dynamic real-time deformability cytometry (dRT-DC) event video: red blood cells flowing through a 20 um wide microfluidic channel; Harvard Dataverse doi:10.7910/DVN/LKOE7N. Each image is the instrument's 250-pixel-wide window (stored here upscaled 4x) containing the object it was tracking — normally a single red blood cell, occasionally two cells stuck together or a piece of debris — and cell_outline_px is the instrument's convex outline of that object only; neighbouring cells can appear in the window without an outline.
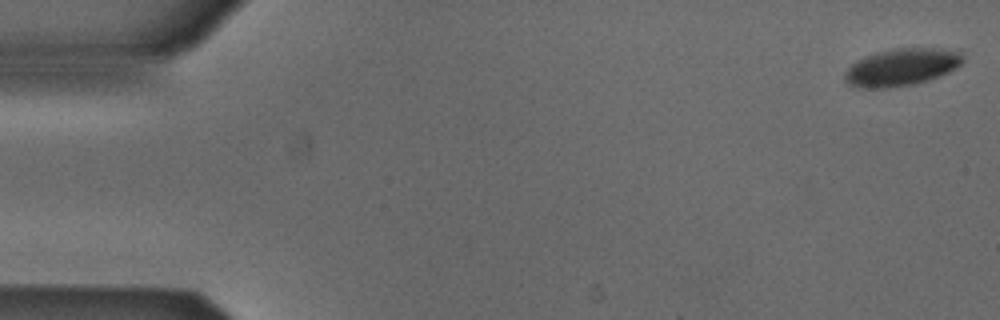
{"species": "Egyptian fruit bat (a non-hibernating species)", "species_latin": "Rousettus aegyptiacus", "temperature_condition": "cold", "stored_images_in_passage": 53, "camera_frame_rate_fps": 3000, "um_per_image_px": 0.085, "animal": {"sex": "male"}, "frame": {"image": 1, "passage_image": 1, "time_ms": 0.0, "image_size_px": [1000, 320], "cell_outline_px": [[964, 60], [956, 68], [940, 76], [928, 80], [912, 84], [884, 88], [860, 88], [844, 80], [844, 72], [856, 60], [864, 56], [876, 52], [892, 48], [932, 48], [960, 52], [964, 56]], "centroid_in_image_um": [76.61, 5.7], "position_along_channel_um": 8.4, "area_um2": 25.55}}
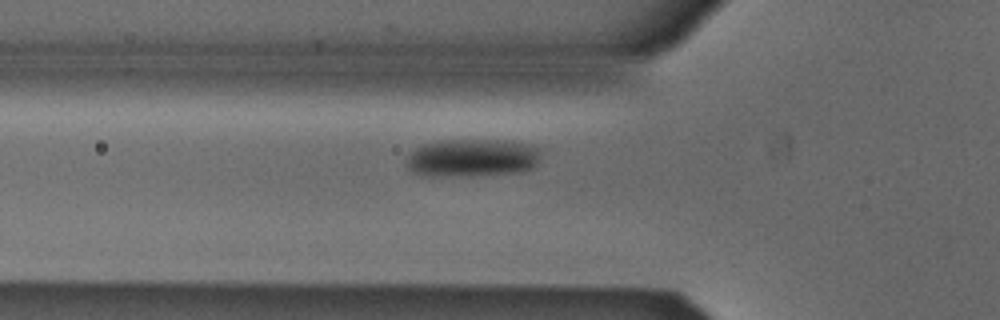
{"frame": {"image": 2, "passage_image": 18, "time_ms": 5.667, "image_size_px": [1000, 320], "cell_outline_px": [[540, 160], [532, 168], [524, 172], [472, 176], [428, 176], [412, 172], [408, 168], [408, 156], [420, 144], [432, 140], [512, 140], [532, 144], [540, 148]], "centroid_in_image_um": [40.19, 13.41], "position_along_channel_um": 85.6, "area_um2": 30.46}}
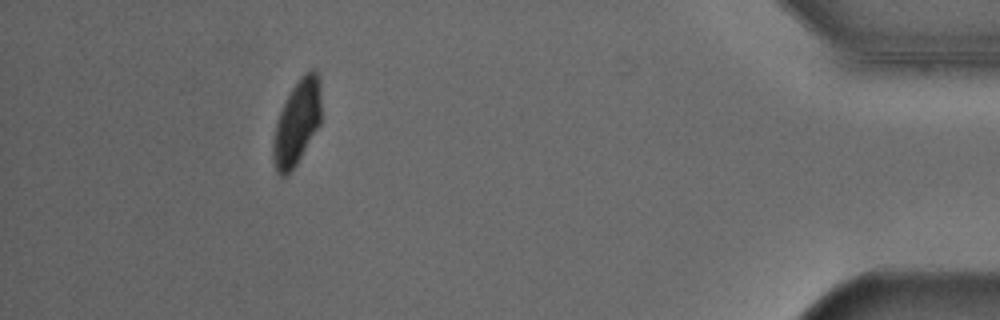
{"frame": {"image": 3, "passage_image": 48, "time_ms": 15.667, "image_size_px": [1000, 320], "cell_outline_px": [[320, 124], [296, 164], [284, 176], [280, 176], [276, 172], [272, 156], [272, 148], [276, 124], [280, 112], [292, 88], [300, 76], [304, 72], [312, 68], [316, 68], [320, 80]], "centroid_in_image_um": [25.25, 10.37], "position_along_channel_um": 410.0, "area_um2": 23.52}, "authors_computed_cell_mechanics": {"area_um2": 27.6862, "velocity_mm_per_s": 3.8555, "shape_relaxation_time_tau1_ms": 2.9509, "shape_relaxation_time_tau2_ms": null, "deformation_change_tau1": 0.0796, "deformation_change_tau2": null}}